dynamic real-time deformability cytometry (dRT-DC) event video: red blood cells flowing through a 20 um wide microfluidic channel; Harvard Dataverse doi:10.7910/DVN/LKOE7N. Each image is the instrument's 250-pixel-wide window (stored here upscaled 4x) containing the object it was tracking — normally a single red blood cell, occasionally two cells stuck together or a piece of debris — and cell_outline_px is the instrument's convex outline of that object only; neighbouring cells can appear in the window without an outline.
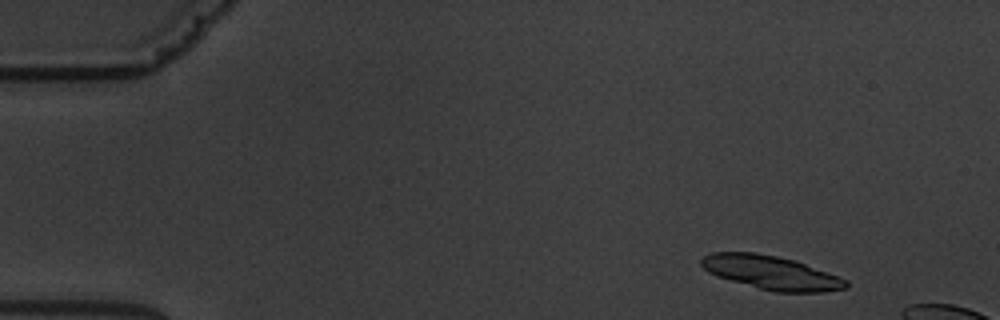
{"species": "common noctule bat (a hibernating species)", "species_latin": "Nyctalus noctula", "temperature_condition": "warm", "stored_images_in_passage": 5, "segment_of_instrument_passage": [1, 2], "camera_frame_rate_fps": 3000, "um_per_image_px": 0.085, "animal": {"sex": "male", "body_mass_g": 19.5, "forearm_length_mm": 54.6}, "frame": {"image": 1, "passage_image": 2, "time_ms": 1.0, "image_size_px": [1000, 320], "cell_outline_px": [[848, 288], [820, 292], [776, 292], [760, 288], [716, 276], [708, 272], [700, 264], [700, 260], [704, 256], [712, 252], [756, 252], [796, 260], [848, 280]], "centroid_in_image_um": [65.55, 23.16], "position_along_channel_um": 19.5, "area_um2": 28.32}}